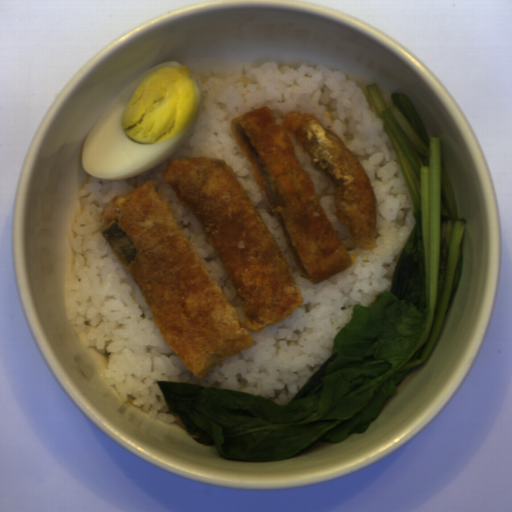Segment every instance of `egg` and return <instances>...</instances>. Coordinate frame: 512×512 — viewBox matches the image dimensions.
<instances>
[{
    "label": "egg",
    "instance_id": "d2b9013d",
    "mask_svg": "<svg viewBox=\"0 0 512 512\" xmlns=\"http://www.w3.org/2000/svg\"><path fill=\"white\" fill-rule=\"evenodd\" d=\"M202 101L200 84L179 61L149 67L94 122L80 153L81 167L100 181L149 171L182 147Z\"/></svg>",
    "mask_w": 512,
    "mask_h": 512
}]
</instances>
